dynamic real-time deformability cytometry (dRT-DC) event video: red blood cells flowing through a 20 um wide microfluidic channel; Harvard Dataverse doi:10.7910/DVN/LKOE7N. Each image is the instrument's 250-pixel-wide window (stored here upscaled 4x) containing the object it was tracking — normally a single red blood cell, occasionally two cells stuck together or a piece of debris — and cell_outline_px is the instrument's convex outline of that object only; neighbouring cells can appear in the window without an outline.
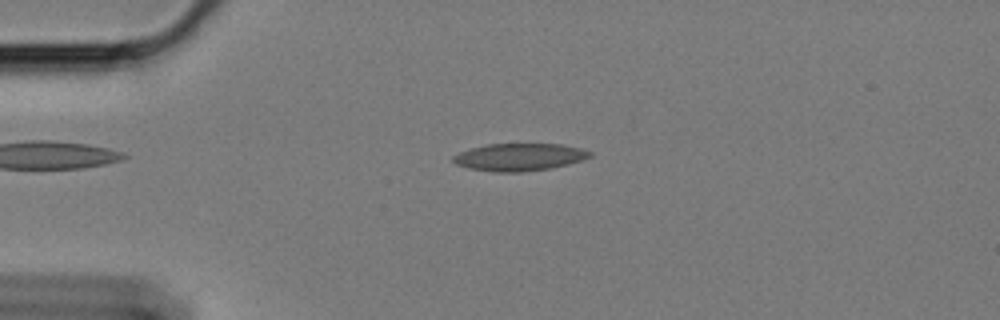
{"species": "Egyptian fruit bat (a non-hibernating species)", "species_latin": "Rousettus aegyptiacus", "temperature_condition": "cold", "stored_images_in_passage": 48, "camera_frame_rate_fps": 3000, "um_per_image_px": 0.085, "animal": {"sex": "female"}, "frame": {"image": 1, "passage_image": 3, "time_ms": 0.667, "image_size_px": [1000, 320], "cell_outline_px": [[592, 156], [584, 160], [568, 164], [548, 168], [520, 172], [492, 172], [468, 168], [456, 164], [452, 160], [452, 156], [460, 152], [472, 148], [488, 144], [560, 144], [580, 148], [592, 152]], "centroid_in_image_um": [44.14, 13.35], "position_along_channel_um": 40.9, "area_um2": 21.79}}
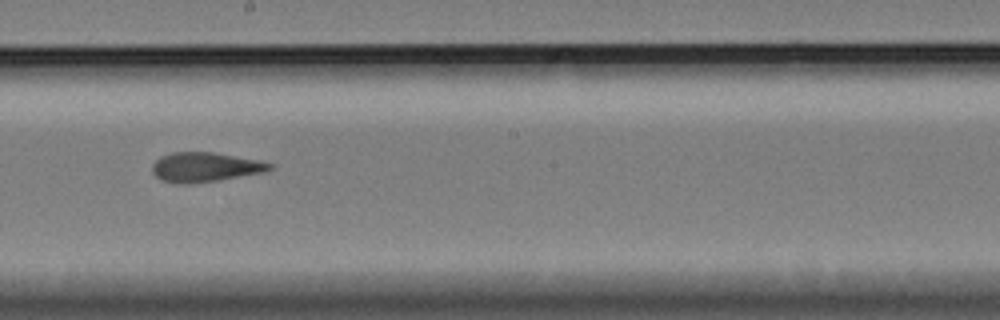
{"frame": {"image": 2, "passage_image": 22, "time_ms": 7.0, "image_size_px": [1000, 320], "cell_outline_px": [[276, 164], [272, 168], [264, 172], [216, 180], [188, 184], [176, 184], [164, 180], [156, 176], [152, 172], [152, 164], [160, 156], [172, 152], [212, 152], [260, 160]], "centroid_in_image_um": [17.43, 14.19], "position_along_channel_um": 230.8, "area_um2": 20.17}}
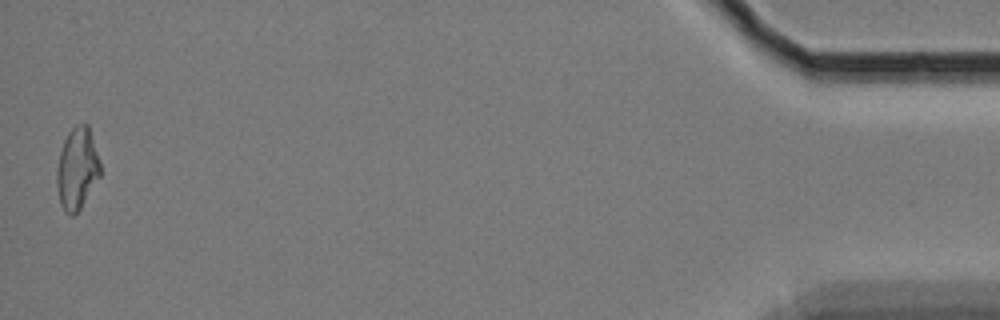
{"frame": {"image": 3, "passage_image": 47, "time_ms": 15.333, "image_size_px": [1000, 320], "cell_outline_px": [[100, 176], [80, 208], [72, 216], [64, 212], [60, 204], [56, 184], [56, 168], [60, 152], [64, 140], [68, 132], [76, 124], [88, 124], [100, 160]], "centroid_in_image_um": [6.54, 14.32], "position_along_channel_um": 428.7, "area_um2": 20.75}, "authors_computed_cell_mechanics": {"area_um2": 20.8658, "velocity_mm_per_s": 3.4148, "shape_relaxation_time_tau1_ms": null, "shape_relaxation_time_tau2_ms": 2.9244, "deformation_change_tau1": null, "deformation_change_tau2": 0.0925}}